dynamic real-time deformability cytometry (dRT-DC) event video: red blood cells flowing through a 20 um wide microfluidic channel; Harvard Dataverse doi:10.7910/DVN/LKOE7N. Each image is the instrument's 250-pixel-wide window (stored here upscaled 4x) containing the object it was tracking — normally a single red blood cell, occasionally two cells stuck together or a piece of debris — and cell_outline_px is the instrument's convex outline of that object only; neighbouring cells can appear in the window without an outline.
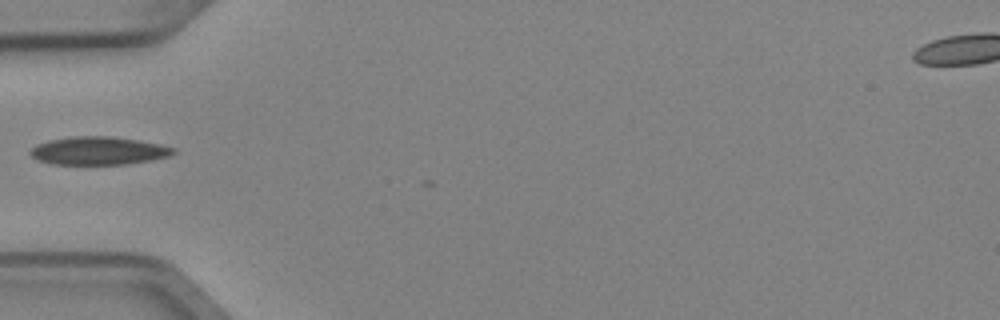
{"species": "Egyptian fruit bat (a non-hibernating species)", "species_latin": "Rousettus aegyptiacus", "temperature_condition": "cold", "stored_images_in_passage": 22, "camera_frame_rate_fps": 3000, "um_per_image_px": 0.085, "animal": {"sex": "female"}, "frame": {"image": 1, "passage_image": 1, "time_ms": 0.0, "image_size_px": [1000, 320], "cell_outline_px": [[176, 152], [168, 156], [152, 160], [124, 164], [52, 164], [36, 160], [28, 152], [36, 144], [48, 140], [72, 136], [112, 136], [140, 140], [160, 144], [176, 148]], "centroid_in_image_um": [8.36, 12.8], "position_along_channel_um": 76.6, "area_um2": 23.58}}